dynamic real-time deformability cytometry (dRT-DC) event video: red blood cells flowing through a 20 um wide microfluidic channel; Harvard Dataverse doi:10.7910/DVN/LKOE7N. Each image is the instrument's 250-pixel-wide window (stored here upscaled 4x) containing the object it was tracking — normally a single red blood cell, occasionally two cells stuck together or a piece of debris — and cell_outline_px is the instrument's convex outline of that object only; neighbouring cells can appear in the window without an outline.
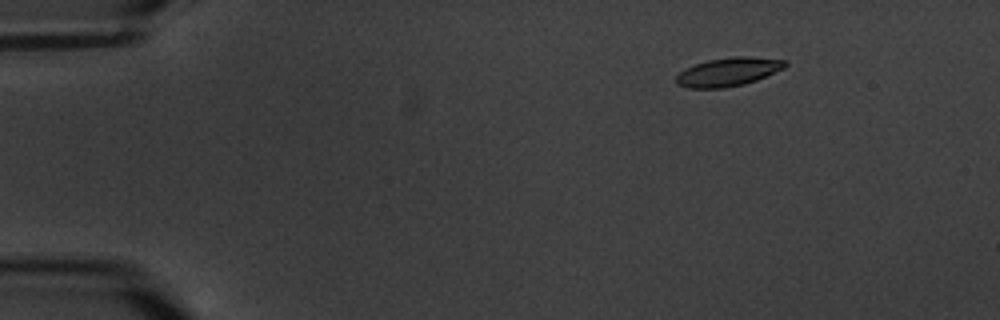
{"species": "common noctule bat (a hibernating species)", "species_latin": "Nyctalus noctula", "temperature_condition": "warm", "stored_images_in_passage": 5, "camera_frame_rate_fps": 3000, "um_per_image_px": 0.085, "animal": {"sex": "male", "body_mass_g": 20.1, "forearm_length_mm": 53.5}, "frame": {"image": 1, "passage_image": 2, "time_ms": 1.0, "image_size_px": [1000, 320], "cell_outline_px": [[788, 64], [784, 68], [756, 80], [744, 84], [724, 88], [688, 88], [676, 84], [676, 76], [680, 72], [696, 64], [708, 60], [732, 56], [752, 56], [788, 60]], "centroid_in_image_um": [61.93, 6.1], "position_along_channel_um": 23.1, "area_um2": 18.15}}
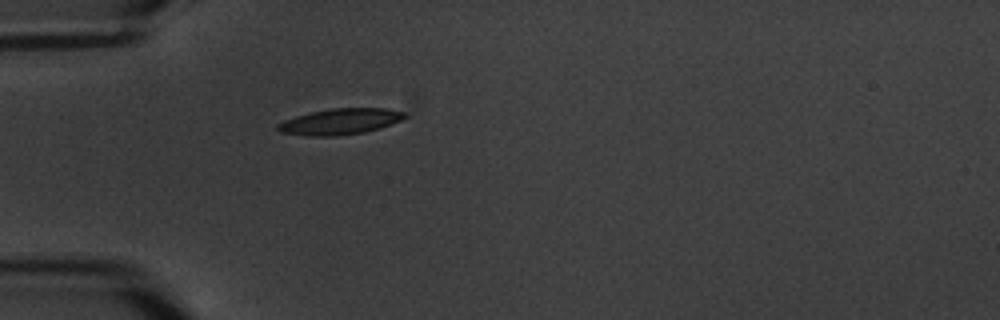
{"frame": {"image": 2, "passage_image": 5, "time_ms": 4.333, "image_size_px": [1000, 320], "cell_outline_px": [[408, 116], [400, 120], [380, 128], [364, 132], [332, 136], [308, 136], [280, 132], [276, 128], [276, 124], [284, 120], [308, 112], [332, 108], [388, 108], [404, 112]], "centroid_in_image_um": [28.88, 10.32], "position_along_channel_um": 56.1, "area_um2": 19.25}}